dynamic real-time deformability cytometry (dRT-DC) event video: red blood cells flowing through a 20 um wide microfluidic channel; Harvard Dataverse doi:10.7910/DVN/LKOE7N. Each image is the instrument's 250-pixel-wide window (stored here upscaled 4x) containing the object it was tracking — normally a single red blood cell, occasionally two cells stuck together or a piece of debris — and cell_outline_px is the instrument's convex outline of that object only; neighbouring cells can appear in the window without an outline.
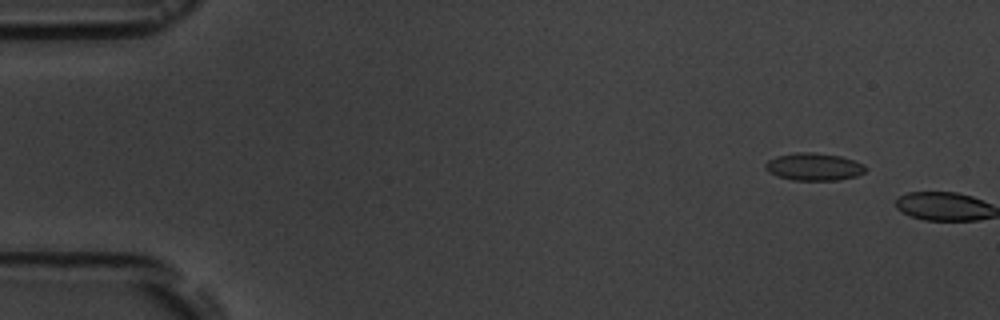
{"species": "common noctule bat (a hibernating species)", "species_latin": "Nyctalus noctula", "temperature_condition": "room temperature", "stored_images_in_passage": 3, "camera_frame_rate_fps": 3000, "um_per_image_px": 0.085, "animal": {"sex": "male", "body_mass_g": 19.5, "forearm_length_mm": 54.6}, "frame": {"image": 1, "passage_image": 2, "time_ms": 1.0, "image_size_px": [1000, 320], "cell_outline_px": [[868, 168], [864, 172], [856, 176], [840, 180], [792, 180], [776, 176], [768, 172], [764, 168], [764, 164], [768, 160], [776, 156], [796, 152], [812, 152], [840, 156], [864, 164]], "centroid_in_image_um": [69.15, 14.18], "position_along_channel_um": 15.8, "area_um2": 16.18}}